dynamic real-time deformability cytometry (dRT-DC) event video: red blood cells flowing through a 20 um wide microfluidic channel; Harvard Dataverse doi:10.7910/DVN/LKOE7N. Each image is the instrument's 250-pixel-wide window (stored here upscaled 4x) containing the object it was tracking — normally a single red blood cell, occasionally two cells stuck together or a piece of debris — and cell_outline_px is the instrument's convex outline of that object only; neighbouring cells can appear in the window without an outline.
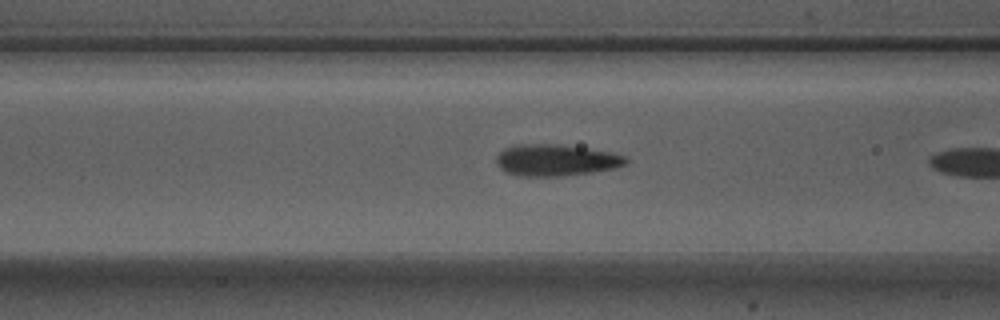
{"species": "Egyptian fruit bat (a non-hibernating species)", "species_latin": "Rousettus aegyptiacus", "temperature_condition": "warm", "stored_images_in_passage": 40, "camera_frame_rate_fps": 3000, "um_per_image_px": 0.085, "animal": {"sex": "male"}, "frame": {"image": 1, "passage_image": 6, "time_ms": 1.667, "image_size_px": [1000, 320], "cell_outline_px": [[628, 164], [616, 168], [592, 172], [560, 176], [516, 176], [504, 172], [496, 164], [496, 156], [504, 148], [512, 144], [560, 144], [612, 152], [624, 156], [628, 160]], "centroid_in_image_um": [47.22, 13.61], "position_along_channel_um": 119.4, "area_um2": 24.16}, "authors_computed_cell_mechanics": {"area_um2": 22.831, "velocity_mm_per_s": 3.7, "shape_relaxation_time_tau1_ms": 3.1127, "shape_relaxation_time_tau2_ms": null, "deformation_change_tau1": 0.1219, "deformation_change_tau2": null}}